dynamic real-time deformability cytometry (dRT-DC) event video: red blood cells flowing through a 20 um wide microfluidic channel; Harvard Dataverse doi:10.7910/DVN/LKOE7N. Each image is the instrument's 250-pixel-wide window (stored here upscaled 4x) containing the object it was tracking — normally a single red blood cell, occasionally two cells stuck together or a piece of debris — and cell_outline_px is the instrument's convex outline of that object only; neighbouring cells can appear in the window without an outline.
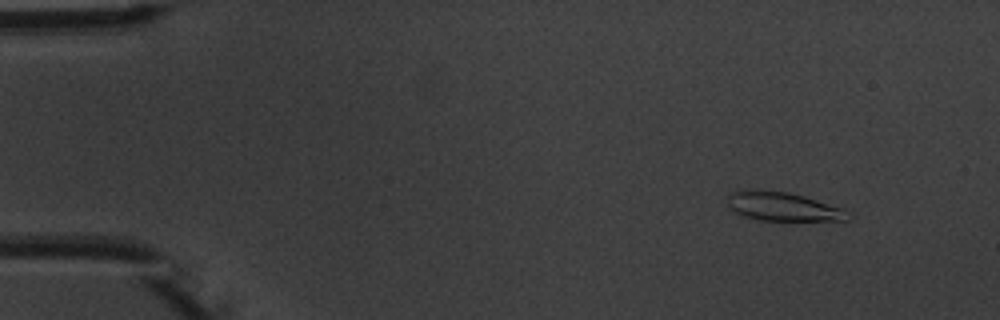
{"species": "common noctule bat (a hibernating species)", "species_latin": "Nyctalus noctula", "temperature_condition": "warm", "stored_images_in_passage": 5, "camera_frame_rate_fps": 3000, "um_per_image_px": 0.085, "animal": {"sex": "male", "body_mass_g": 20.1, "forearm_length_mm": 53.5}, "frame": {"image": 1, "passage_image": 2, "time_ms": 1.333, "image_size_px": [1000, 320], "cell_outline_px": [[852, 220], [760, 220], [744, 216], [736, 212], [728, 204], [728, 196], [732, 192], [788, 192], [804, 196], [840, 208], [852, 216]], "centroid_in_image_um": [66.61, 17.6], "position_along_channel_um": 18.4, "area_um2": 19.19}}